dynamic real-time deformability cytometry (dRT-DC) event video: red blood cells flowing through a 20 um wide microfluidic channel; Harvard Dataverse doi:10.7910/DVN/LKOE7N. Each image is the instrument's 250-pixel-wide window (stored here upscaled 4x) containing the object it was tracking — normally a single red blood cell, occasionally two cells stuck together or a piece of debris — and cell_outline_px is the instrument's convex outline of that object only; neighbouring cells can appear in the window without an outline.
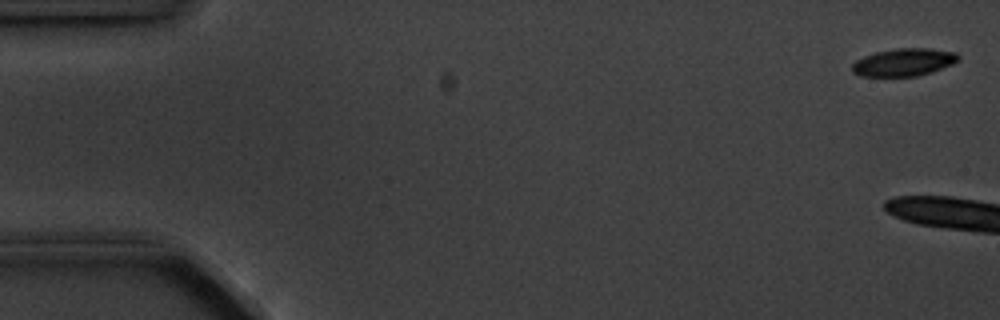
{"species": "common noctule bat (a hibernating species)", "species_latin": "Nyctalus noctula", "temperature_condition": "cold", "stored_images_in_passage": 6, "camera_frame_rate_fps": 3000, "um_per_image_px": 0.085, "animal": {"sex": "male", "body_mass_g": 20.1, "forearm_length_mm": 53.5}, "frame": {"image": 1, "passage_image": 1, "time_ms": 0.0, "image_size_px": [1000, 320], "cell_outline_px": [[960, 56], [952, 64], [932, 72], [916, 76], [860, 76], [852, 72], [852, 64], [856, 60], [864, 56], [876, 52], [896, 48], [928, 48], [956, 52]], "centroid_in_image_um": [76.81, 5.29], "position_along_channel_um": 8.2, "area_um2": 17.05}}
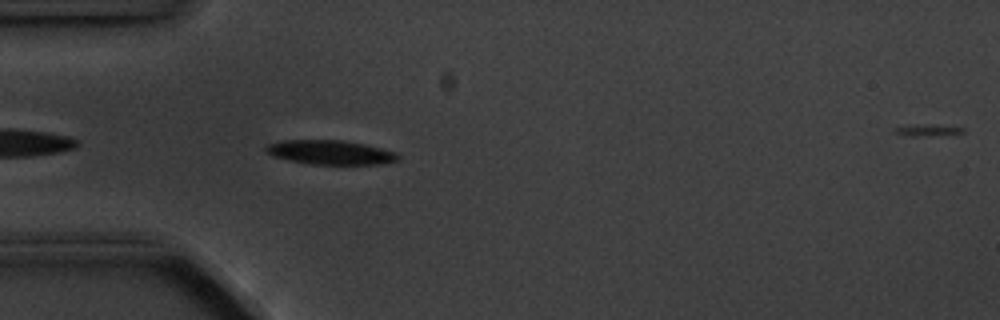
{"frame": {"image": 2, "passage_image": 6, "time_ms": 6.333, "image_size_px": [1000, 320], "cell_outline_px": [[400, 160], [384, 164], [308, 164], [276, 156], [268, 152], [264, 148], [268, 144], [280, 140], [344, 140], [384, 148], [396, 152], [400, 156]], "centroid_in_image_um": [28.17, 12.94], "position_along_channel_um": 56.8, "area_um2": 18.67}}